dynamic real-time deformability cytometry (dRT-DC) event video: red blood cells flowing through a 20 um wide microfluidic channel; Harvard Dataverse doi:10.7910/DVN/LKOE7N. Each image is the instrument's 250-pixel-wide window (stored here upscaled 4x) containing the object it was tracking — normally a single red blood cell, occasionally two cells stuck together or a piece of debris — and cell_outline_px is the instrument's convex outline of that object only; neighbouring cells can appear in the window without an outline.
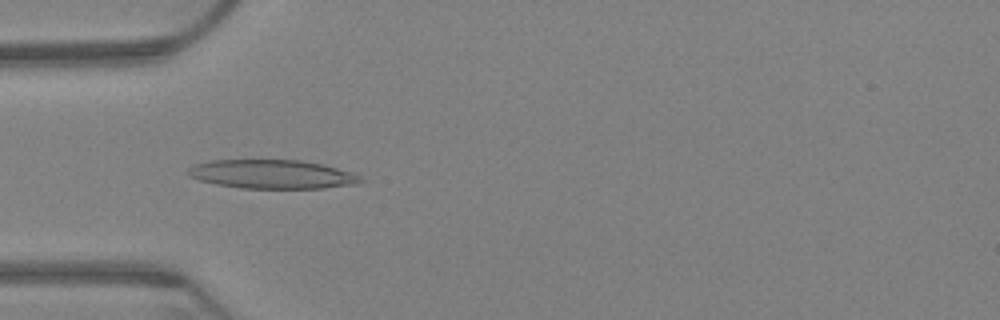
{"species": "Egyptian fruit bat (a non-hibernating species)", "species_latin": "Rousettus aegyptiacus", "temperature_condition": "warm", "stored_images_in_passage": 63, "camera_frame_rate_fps": 3000, "um_per_image_px": 0.085, "animal": {"sex": "female"}, "frame": {"image": 1, "passage_image": 19, "time_ms": 6.0, "image_size_px": [1000, 320], "cell_outline_px": [[364, 180], [360, 184], [324, 188], [240, 188], [216, 184], [200, 180], [188, 176], [188, 168], [196, 164], [212, 160], [300, 160], [324, 164], [352, 172], [360, 176]], "centroid_in_image_um": [23.18, 14.81], "position_along_channel_um": 61.8, "area_um2": 29.13}}
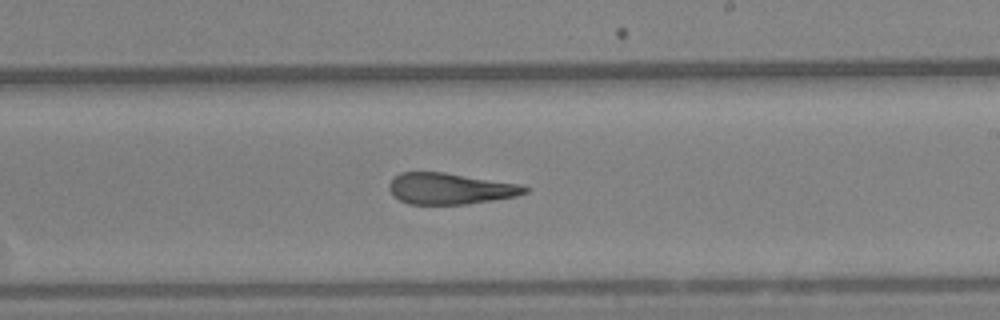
{"frame": {"image": 2, "passage_image": 37, "time_ms": 12.0, "image_size_px": [1000, 320], "cell_outline_px": [[532, 188], [528, 192], [516, 196], [492, 200], [464, 204], [408, 204], [392, 196], [388, 188], [388, 184], [400, 172], [444, 172], [520, 184]], "centroid_in_image_um": [38.26, 16.03], "position_along_channel_um": 250.7, "area_um2": 24.74}}
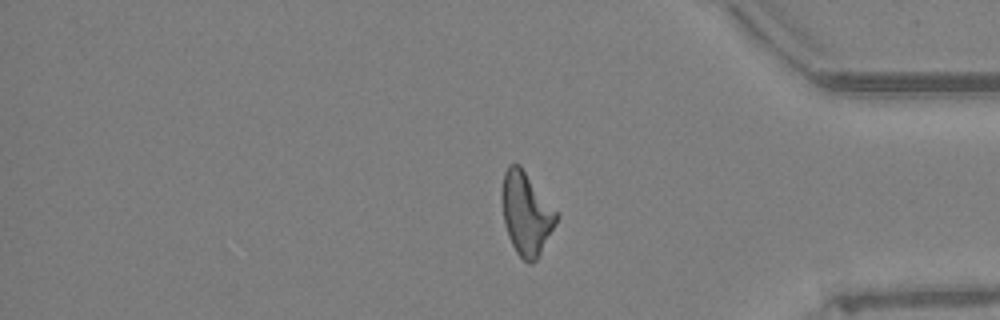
{"frame": {"image": 3, "passage_image": 52, "time_ms": 17.0, "image_size_px": [1000, 320], "cell_outline_px": [[560, 216], [556, 224], [536, 260], [532, 264], [528, 264], [516, 252], [508, 236], [504, 224], [500, 196], [500, 192], [504, 172], [508, 164], [520, 164]], "centroid_in_image_um": [44.7, 18.13], "position_along_channel_um": 390.5, "area_um2": 26.47}, "authors_computed_cell_mechanics": {"area_um2": 26.299, "velocity_mm_per_s": 3.1834, "shape_relaxation_time_tau1_ms": null, "shape_relaxation_time_tau2_ms": 4.2097, "deformation_change_tau1": null, "deformation_change_tau2": 0.146}}